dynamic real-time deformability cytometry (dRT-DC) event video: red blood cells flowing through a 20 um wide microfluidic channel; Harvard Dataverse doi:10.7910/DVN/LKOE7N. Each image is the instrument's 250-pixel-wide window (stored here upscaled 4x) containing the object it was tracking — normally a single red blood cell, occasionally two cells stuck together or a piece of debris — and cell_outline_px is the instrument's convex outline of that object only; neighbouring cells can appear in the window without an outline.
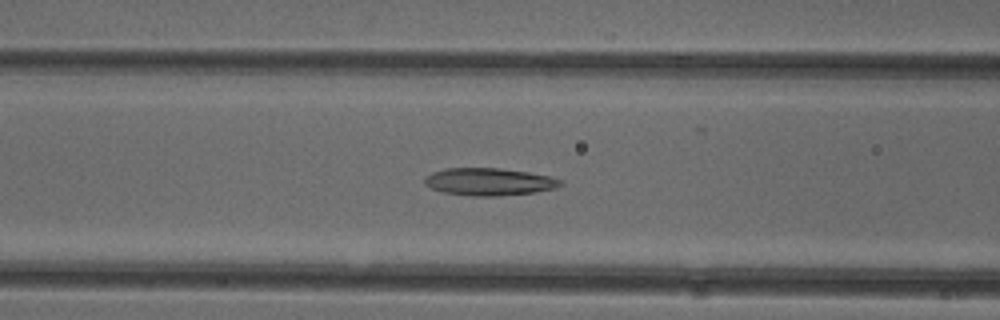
{"species": "common noctule bat (a hibernating species)", "species_latin": "Nyctalus noctula", "temperature_condition": "cold", "stored_images_in_passage": 52, "camera_frame_rate_fps": 3000, "um_per_image_px": 0.085, "animal": {"sex": "female"}, "frame": {"image": 1, "passage_image": 21, "time_ms": 6.667, "image_size_px": [1000, 320], "cell_outline_px": [[564, 184], [556, 188], [536, 192], [496, 196], [472, 196], [444, 192], [432, 188], [424, 184], [424, 176], [432, 172], [444, 168], [500, 168], [528, 172], [552, 176], [564, 180]], "centroid_in_image_um": [41.61, 15.44], "position_along_channel_um": 125.0, "area_um2": 21.96}}
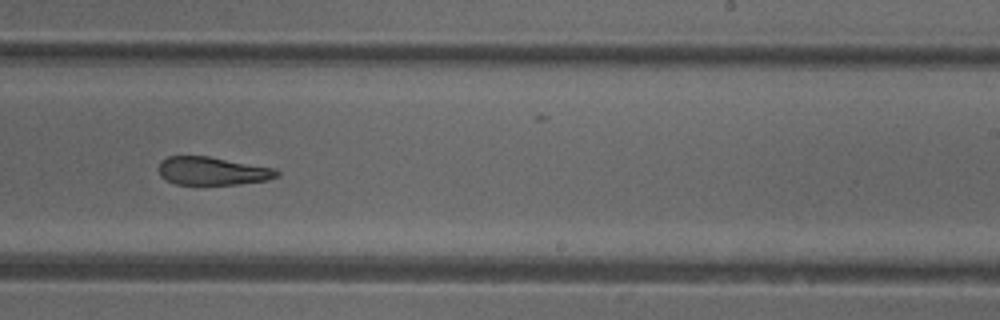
{"frame": {"image": 2, "passage_image": 32, "time_ms": 10.333, "image_size_px": [1000, 320], "cell_outline_px": [[280, 176], [268, 180], [236, 184], [176, 184], [164, 180], [160, 176], [160, 160], [168, 156], [208, 156], [272, 168], [280, 172]], "centroid_in_image_um": [18.04, 14.53], "position_along_channel_um": 271.0, "area_um2": 19.25}}
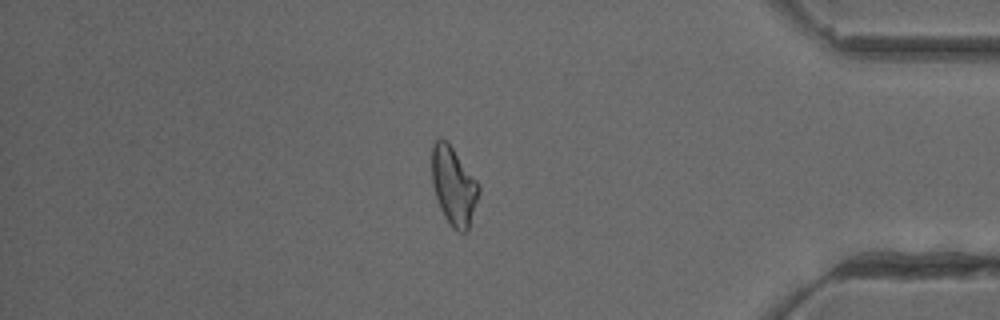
{"frame": {"image": 3, "passage_image": 44, "time_ms": 14.333, "image_size_px": [1000, 320], "cell_outline_px": [[480, 192], [468, 232], [456, 232], [452, 228], [444, 216], [440, 208], [432, 184], [432, 144], [436, 140], [448, 140], [480, 184]], "centroid_in_image_um": [38.58, 15.82], "position_along_channel_um": 396.6, "area_um2": 21.73}, "authors_computed_cell_mechanics": {"area_um2": 22.1085, "velocity_mm_per_s": 3.9816, "shape_relaxation_time_tau1_ms": null, "shape_relaxation_time_tau2_ms": 4.3183, "deformation_change_tau1": null, "deformation_change_tau2": 0.15}}